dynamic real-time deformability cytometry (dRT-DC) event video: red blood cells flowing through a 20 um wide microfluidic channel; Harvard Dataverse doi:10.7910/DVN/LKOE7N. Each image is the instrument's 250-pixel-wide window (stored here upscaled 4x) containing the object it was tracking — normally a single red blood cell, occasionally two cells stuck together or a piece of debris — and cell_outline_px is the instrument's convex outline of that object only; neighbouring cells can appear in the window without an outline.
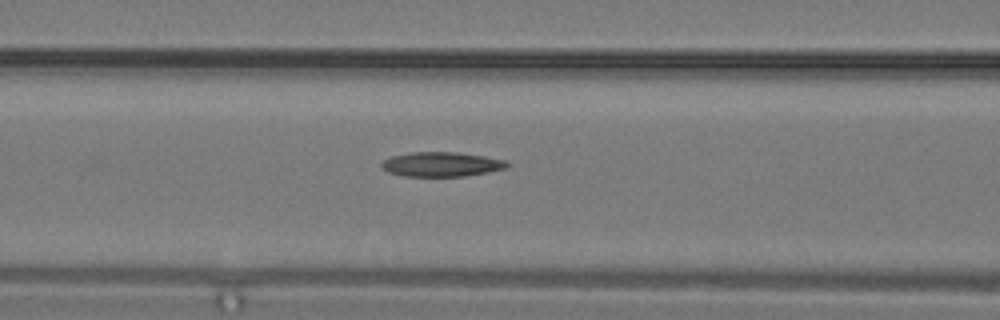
{"species": "common noctule bat (a hibernating species)", "species_latin": "Nyctalus noctula", "temperature_condition": "warm", "stored_images_in_passage": 9, "segment_of_instrument_passage": [1, 2], "camera_frame_rate_fps": 3000, "um_per_image_px": 0.085, "animal": {"sex": "male", "body_mass_g": 19.2, "forearm_length_mm": 51.8}, "frame": {"image": 1, "passage_image": 3, "time_ms": 0.667, "image_size_px": [1000, 320], "cell_outline_px": [[512, 164], [504, 168], [488, 172], [464, 176], [404, 176], [388, 172], [380, 168], [380, 164], [384, 160], [392, 156], [412, 152], [456, 152], [484, 156], [508, 160]], "centroid_in_image_um": [37.53, 13.96], "position_along_channel_um": 129.1, "area_um2": 18.03}}
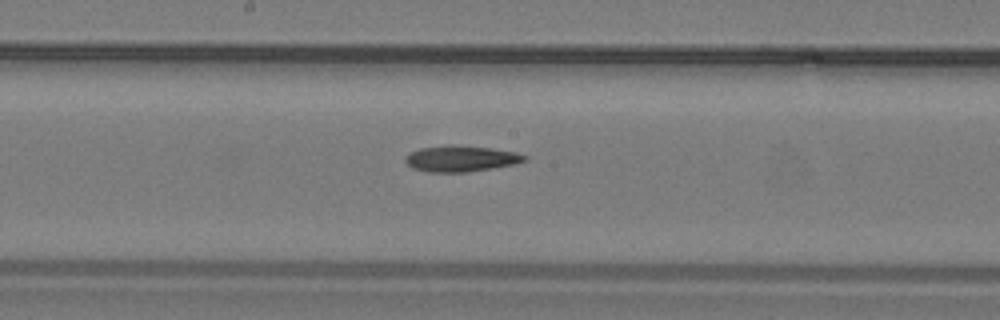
{"frame": {"image": 2, "passage_image": 6, "time_ms": 1.667, "image_size_px": [1000, 320], "cell_outline_px": [[528, 160], [516, 164], [468, 172], [428, 172], [412, 168], [404, 160], [412, 152], [420, 148], [448, 144], [452, 144], [488, 148], [516, 152], [528, 156]], "centroid_in_image_um": [39.21, 13.48], "position_along_channel_um": 209.0, "area_um2": 18.09}}
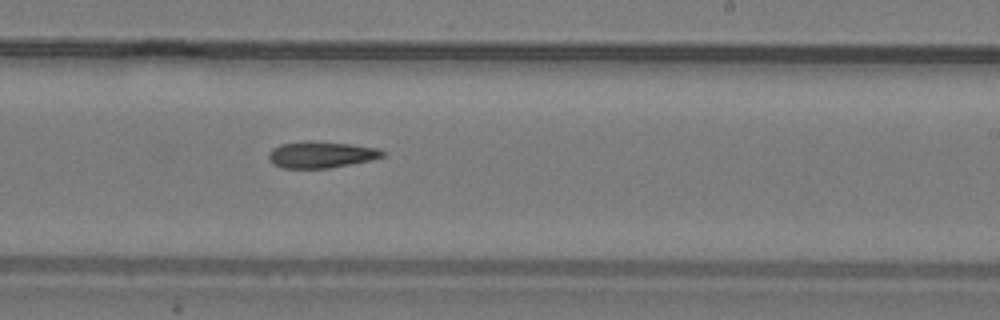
{"frame": {"image": 3, "passage_image": 8, "time_ms": 2.333, "image_size_px": [1000, 320], "cell_outline_px": [[384, 156], [372, 160], [328, 168], [280, 168], [272, 164], [268, 160], [268, 152], [272, 148], [280, 144], [304, 140], [312, 140], [348, 144], [380, 148], [384, 152]], "centroid_in_image_um": [27.24, 13.14], "position_along_channel_um": 261.8, "area_um2": 17.86}}